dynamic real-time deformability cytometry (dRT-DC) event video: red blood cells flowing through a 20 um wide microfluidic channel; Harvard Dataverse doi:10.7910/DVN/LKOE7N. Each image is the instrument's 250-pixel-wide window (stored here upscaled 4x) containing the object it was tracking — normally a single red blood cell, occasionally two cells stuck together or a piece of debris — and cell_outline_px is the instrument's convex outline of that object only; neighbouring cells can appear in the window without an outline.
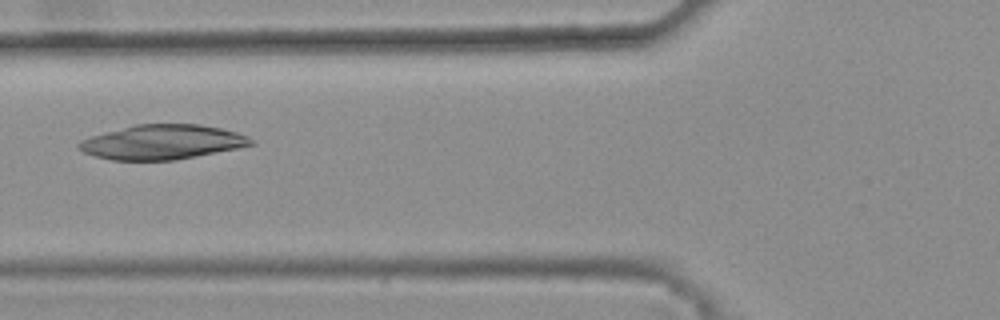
{"species": "common noctule bat (a hibernating species)", "species_latin": "Nyctalus noctula", "temperature_condition": "warm", "stored_images_in_passage": 47, "camera_frame_rate_fps": 3000, "um_per_image_px": 0.085, "animal": {"sex": "female", "body_mass_g": 25.1}, "frame": {"image": 1, "passage_image": 20, "time_ms": 6.333, "image_size_px": [1000, 320], "cell_outline_px": [[256, 144], [196, 156], [172, 160], [112, 160], [96, 156], [84, 152], [76, 148], [76, 144], [80, 140], [92, 136], [136, 124], [200, 124], [220, 128], [236, 132], [248, 136]], "centroid_in_image_um": [13.77, 12.07], "position_along_channel_um": 112.0, "area_um2": 34.39}}
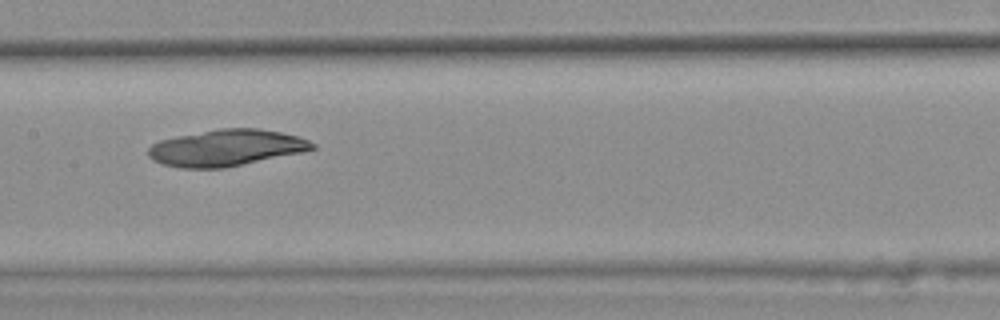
{"frame": {"image": 2, "passage_image": 26, "time_ms": 8.333, "image_size_px": [1000, 320], "cell_outline_px": [[316, 148], [304, 152], [224, 168], [180, 168], [164, 164], [152, 160], [148, 156], [148, 148], [152, 144], [160, 140], [176, 136], [220, 128], [260, 128], [280, 132], [296, 136], [308, 140], [316, 144]], "centroid_in_image_um": [19.23, 12.56], "position_along_channel_um": 188.2, "area_um2": 34.91}}
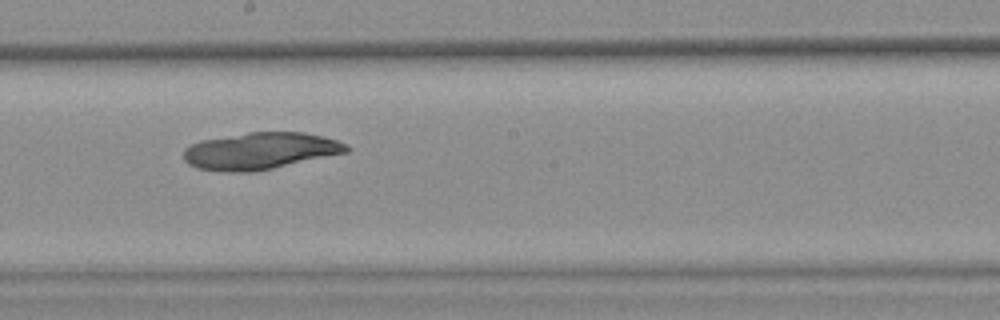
{"frame": {"image": 3, "passage_image": 29, "time_ms": 9.333, "image_size_px": [1000, 320], "cell_outline_px": [[352, 148], [348, 152], [272, 168], [252, 172], [224, 172], [196, 168], [188, 164], [184, 160], [184, 148], [200, 140], [248, 132], [304, 132], [336, 140], [348, 144]], "centroid_in_image_um": [22.1, 12.83], "position_along_channel_um": 226.1, "area_um2": 35.03}}